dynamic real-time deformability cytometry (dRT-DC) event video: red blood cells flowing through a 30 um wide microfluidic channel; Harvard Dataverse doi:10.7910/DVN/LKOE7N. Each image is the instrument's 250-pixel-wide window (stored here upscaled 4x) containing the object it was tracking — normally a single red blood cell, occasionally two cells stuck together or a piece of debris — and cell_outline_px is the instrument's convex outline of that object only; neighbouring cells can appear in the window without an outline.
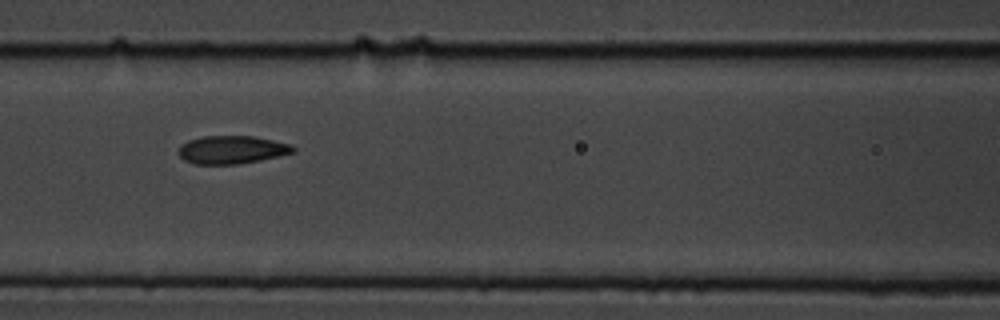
{"species": "common noctule bat (a hibernating species)", "species_latin": "Nyctalus noctula", "temperature_condition": "cold", "stored_images_in_passage": 5, "camera_frame_rate_fps": 3000, "um_per_image_px": 0.085, "animal": {"sex": "male", "body_mass_g": 19.5, "forearm_length_mm": 54.6}, "frame": {"image": 1, "passage_image": 3, "time_ms": 0.667, "image_size_px": [1000, 320], "cell_outline_px": [[296, 152], [260, 160], [240, 164], [196, 164], [184, 160], [176, 152], [180, 144], [188, 140], [204, 136], [252, 136], [272, 140], [288, 144], [296, 148]], "centroid_in_image_um": [19.66, 12.73], "position_along_channel_um": 146.9, "area_um2": 18.79}}
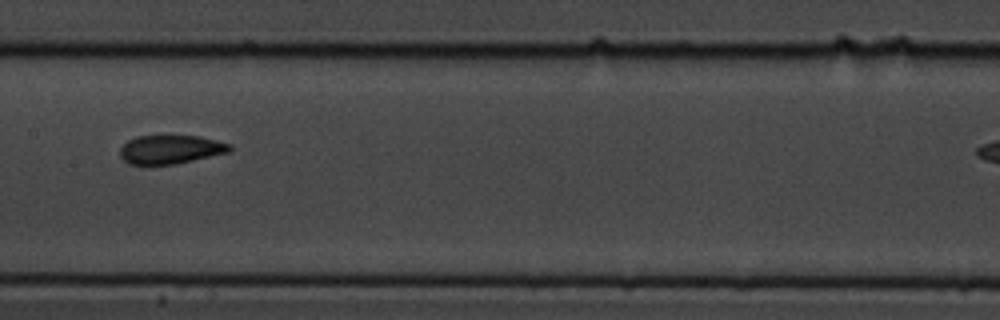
{"frame": {"image": 2, "passage_image": 4, "time_ms": 1.0, "image_size_px": [1000, 320], "cell_outline_px": [[232, 148], [228, 152], [176, 164], [128, 164], [120, 156], [120, 148], [128, 140], [136, 136], [200, 136], [232, 144]], "centroid_in_image_um": [14.49, 12.7], "position_along_channel_um": 192.9, "area_um2": 18.26}}